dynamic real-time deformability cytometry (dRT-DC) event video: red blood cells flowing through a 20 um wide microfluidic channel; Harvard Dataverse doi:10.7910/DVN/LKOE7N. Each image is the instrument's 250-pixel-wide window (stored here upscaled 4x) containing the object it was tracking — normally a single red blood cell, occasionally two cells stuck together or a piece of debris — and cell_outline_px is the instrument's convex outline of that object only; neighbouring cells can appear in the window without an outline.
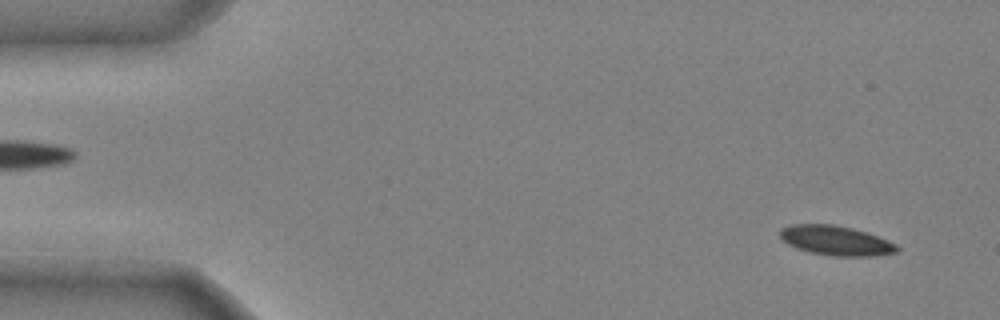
{"species": "common noctule bat (a hibernating species)", "species_latin": "Nyctalus noctula", "temperature_condition": "cold", "stored_images_in_passage": 48, "camera_frame_rate_fps": 3000, "um_per_image_px": 0.085, "animal": {"sex": "male", "body_mass_g": 20.4}, "frame": {"image": 1, "passage_image": 3, "time_ms": 0.667, "image_size_px": [1000, 320], "cell_outline_px": [[900, 252], [872, 256], [832, 256], [812, 252], [796, 248], [788, 244], [780, 236], [780, 228], [792, 224], [832, 224], [852, 228], [888, 240], [896, 244], [900, 248]], "centroid_in_image_um": [71.07, 20.45], "position_along_channel_um": 13.9, "area_um2": 20.11}}
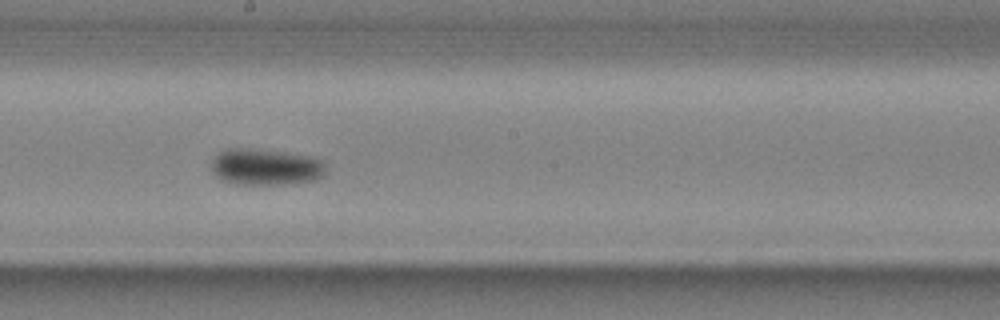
{"frame": {"image": 2, "passage_image": 27, "time_ms": 8.667, "image_size_px": [1000, 320], "cell_outline_px": [[324, 176], [316, 180], [284, 184], [236, 184], [224, 180], [216, 176], [212, 168], [212, 160], [220, 152], [228, 148], [248, 148], [284, 152], [312, 156], [320, 160], [324, 164]], "centroid_in_image_um": [22.59, 14.19], "position_along_channel_um": 225.6, "area_um2": 24.16}}
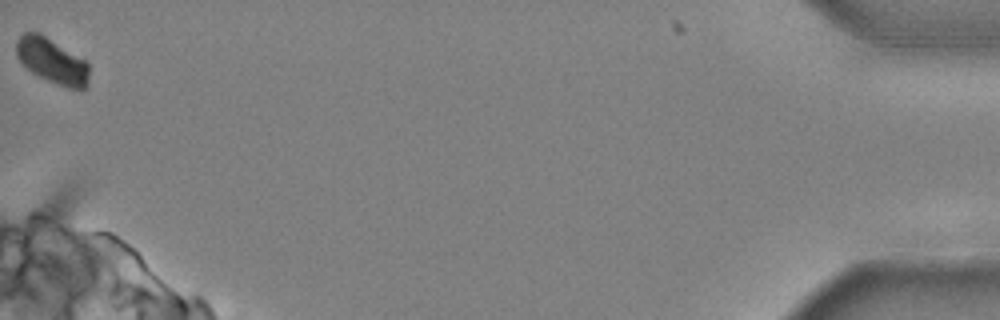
{"frame": {"image": 3, "passage_image": 48, "time_ms": 15.667, "image_size_px": [1000, 320], "cell_outline_px": [[88, 84], [80, 92], [68, 88], [48, 80], [32, 72], [16, 56], [16, 40], [24, 32], [40, 32], [84, 60], [88, 64]], "centroid_in_image_um": [4.43, 5.18], "position_along_channel_um": 430.8, "area_um2": 19.02}, "authors_computed_cell_mechanics": {"area_um2": 21.6172, "velocity_mm_per_s": 3.9614, "shape_relaxation_time_tau1_ms": 2.6415, "shape_relaxation_time_tau2_ms": null, "deformation_change_tau1": 0.0976, "deformation_change_tau2": null}}